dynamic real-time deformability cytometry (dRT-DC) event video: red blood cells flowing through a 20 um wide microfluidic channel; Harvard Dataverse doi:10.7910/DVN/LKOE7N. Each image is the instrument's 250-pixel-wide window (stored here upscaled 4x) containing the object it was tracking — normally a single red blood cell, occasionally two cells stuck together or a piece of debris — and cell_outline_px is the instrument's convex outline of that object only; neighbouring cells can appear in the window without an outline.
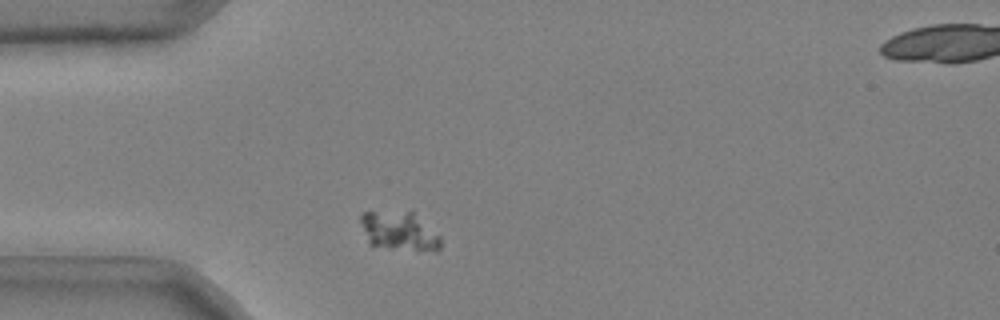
{"species": "common noctule bat (a hibernating species)", "species_latin": "Nyctalus noctula", "temperature_condition": "cold", "stored_images_in_passage": 42, "camera_frame_rate_fps": 3000, "um_per_image_px": 0.085, "animal": {"sex": "male", "body_mass_g": 20.4}, "frame": {"image": 1, "passage_image": 3, "time_ms": 0.667, "image_size_px": [1000, 320], "cell_outline_px": [[440, 248], [436, 252], [416, 252], [372, 248], [368, 244], [360, 220], [360, 216], [364, 212], [412, 212], [440, 236]], "centroid_in_image_um": [33.92, 19.74], "position_along_channel_um": 51.1, "area_um2": 18.61}}
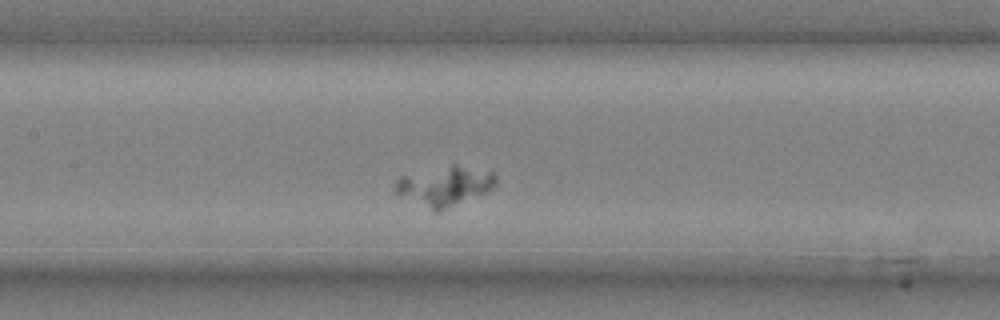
{"frame": {"image": 2, "passage_image": 14, "time_ms": 4.333, "image_size_px": [1000, 320], "cell_outline_px": [[496, 184], [492, 188], [484, 192], [440, 212], [436, 212], [396, 192], [396, 180], [400, 176], [452, 164], [456, 164], [492, 172], [496, 176]], "centroid_in_image_um": [37.82, 15.79], "position_along_channel_um": 169.6, "area_um2": 22.6}}
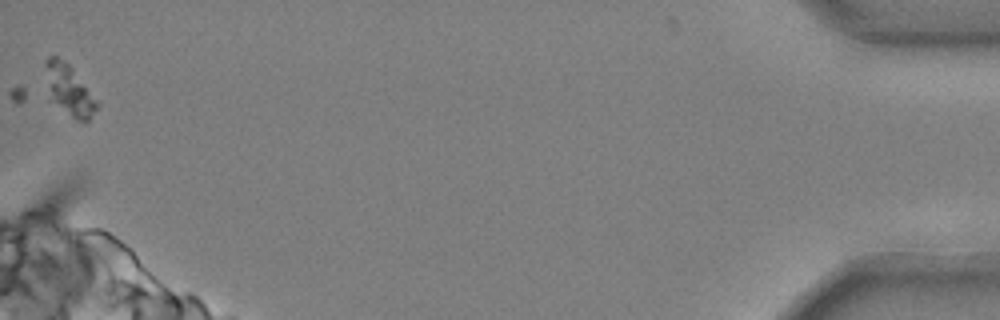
{"frame": {"image": 3, "passage_image": 42, "time_ms": 13.667, "image_size_px": [1000, 320], "cell_outline_px": [[100, 104], [88, 120], [84, 124], [76, 120], [52, 100], [44, 64], [44, 60], [48, 56], [56, 56], [68, 64], [72, 68]], "centroid_in_image_um": [5.91, 7.65], "position_along_channel_um": 429.3, "area_um2": 14.68}}